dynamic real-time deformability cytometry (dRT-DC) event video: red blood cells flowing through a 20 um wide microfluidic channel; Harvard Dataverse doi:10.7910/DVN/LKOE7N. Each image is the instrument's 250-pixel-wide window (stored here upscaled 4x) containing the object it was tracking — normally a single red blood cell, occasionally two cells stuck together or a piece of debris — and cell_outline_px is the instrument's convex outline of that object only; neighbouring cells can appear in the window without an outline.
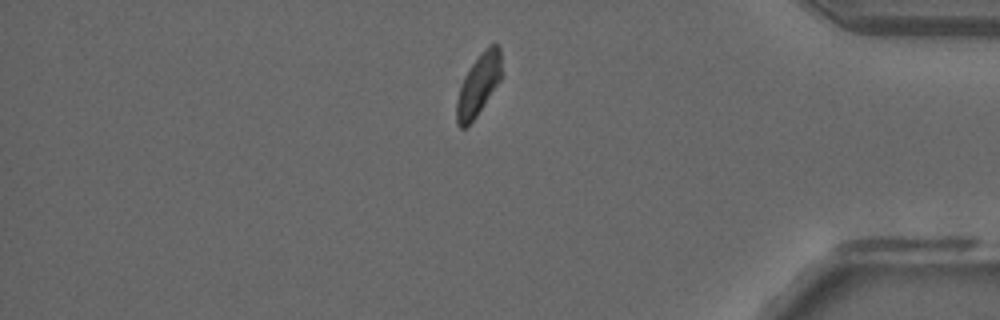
{"species": "common noctule bat (a hibernating species)", "species_latin": "Nyctalus noctula", "temperature_condition": "room temperature", "stored_images_in_passage": 50, "camera_frame_rate_fps": 3000, "um_per_image_px": 0.085, "animal": {"sex": "male", "forearm_length_mm": 52.5}, "frame": {"image": 1, "passage_image": 43, "time_ms": 14.0, "image_size_px": [1000, 320], "cell_outline_px": [[500, 80], [476, 116], [464, 128], [460, 128], [456, 124], [456, 100], [464, 76], [480, 52], [488, 44], [496, 44], [500, 48]], "centroid_in_image_um": [40.64, 7.2], "position_along_channel_um": 394.6, "area_um2": 15.78}}